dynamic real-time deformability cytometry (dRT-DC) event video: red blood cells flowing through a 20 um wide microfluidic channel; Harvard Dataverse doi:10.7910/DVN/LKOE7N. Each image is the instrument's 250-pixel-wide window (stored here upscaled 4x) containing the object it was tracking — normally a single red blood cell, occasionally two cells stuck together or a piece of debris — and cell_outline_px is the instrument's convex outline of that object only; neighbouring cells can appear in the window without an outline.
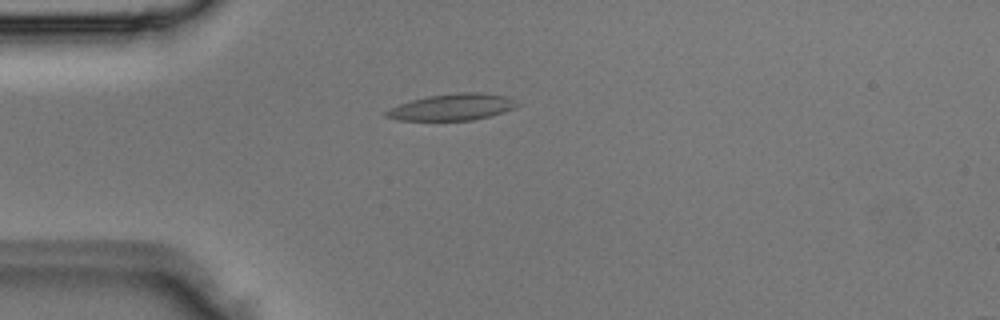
{"species": "Egyptian fruit bat (a non-hibernating species)", "species_latin": "Rousettus aegyptiacus", "temperature_condition": "room temperature", "stored_images_in_passage": 3, "camera_frame_rate_fps": 3000, "um_per_image_px": 0.085, "animal": {"sex": "male"}, "frame": {"image": 1, "passage_image": 3, "time_ms": 0.667, "image_size_px": [1000, 320], "cell_outline_px": [[520, 104], [504, 112], [472, 120], [400, 120], [384, 116], [384, 112], [400, 104], [412, 100], [428, 96], [460, 92], [484, 92], [508, 96]], "centroid_in_image_um": [38.47, 9.09], "position_along_channel_um": 46.5, "area_um2": 20.06}}